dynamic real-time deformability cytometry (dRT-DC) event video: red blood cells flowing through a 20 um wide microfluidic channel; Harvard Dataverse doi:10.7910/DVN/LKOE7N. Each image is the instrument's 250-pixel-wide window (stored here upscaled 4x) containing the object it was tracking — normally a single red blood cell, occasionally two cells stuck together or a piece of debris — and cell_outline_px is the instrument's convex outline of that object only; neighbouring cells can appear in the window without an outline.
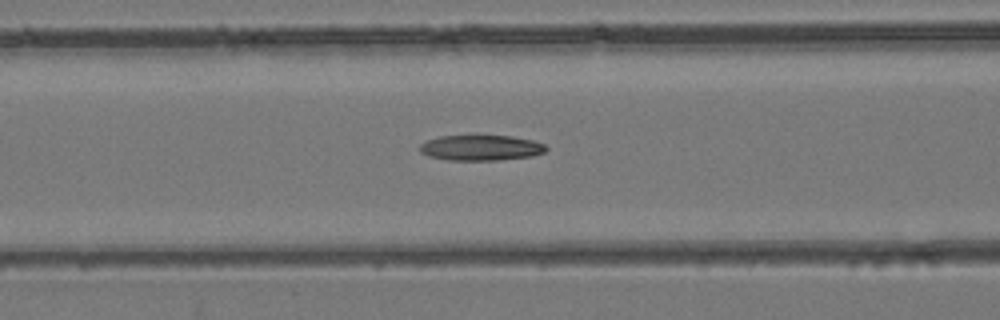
{"species": "common noctule bat (a hibernating species)", "species_latin": "Nyctalus noctula", "temperature_condition": "room temperature", "stored_images_in_passage": 45, "camera_frame_rate_fps": 3000, "um_per_image_px": 0.085, "animal": {"sex": "female", "body_mass_g": 24.6, "forearm_length_mm": 56.2}, "frame": {"image": 1, "passage_image": 19, "time_ms": 6.0, "image_size_px": [1000, 320], "cell_outline_px": [[548, 148], [544, 152], [532, 156], [500, 160], [448, 160], [428, 156], [420, 152], [420, 144], [428, 140], [440, 136], [512, 136], [532, 140], [544, 144]], "centroid_in_image_um": [40.88, 12.57], "position_along_channel_um": 125.7, "area_um2": 18.67}}
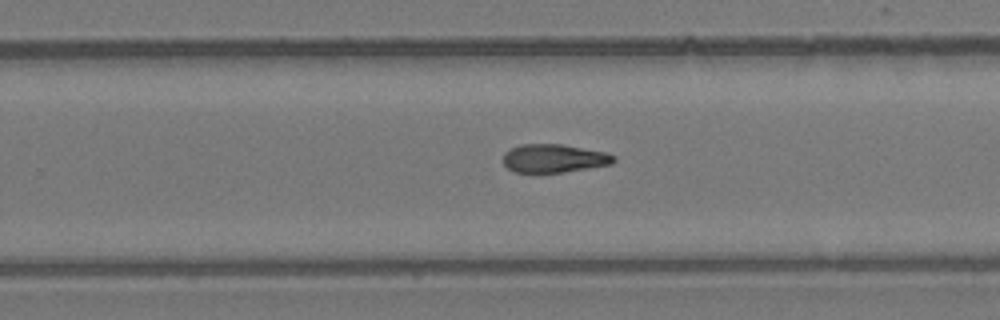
{"frame": {"image": 2, "passage_image": 29, "time_ms": 9.333, "image_size_px": [1000, 320], "cell_outline_px": [[616, 160], [612, 164], [564, 172], [512, 172], [504, 164], [504, 152], [508, 148], [520, 144], [560, 144], [604, 152], [616, 156]], "centroid_in_image_um": [47.06, 13.45], "position_along_channel_um": 282.7, "area_um2": 18.26}}
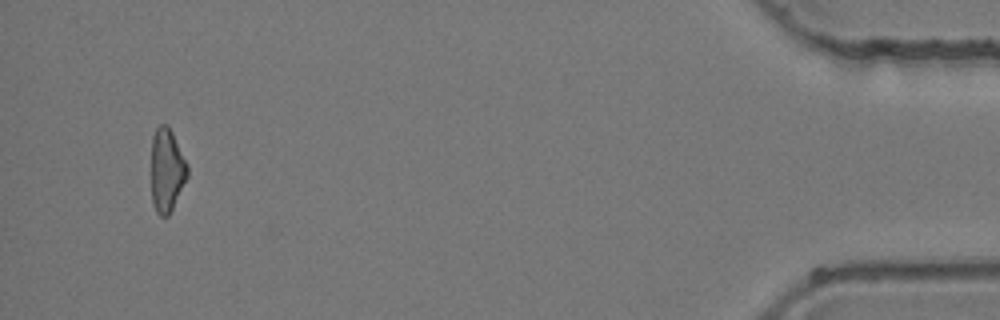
{"frame": {"image": 3, "passage_image": 43, "time_ms": 14.0, "image_size_px": [1000, 320], "cell_outline_px": [[188, 176], [168, 216], [160, 216], [156, 212], [152, 204], [152, 136], [156, 128], [160, 124], [168, 124], [188, 164]], "centroid_in_image_um": [14.18, 14.45], "position_along_channel_um": 421.0, "area_um2": 17.57}}